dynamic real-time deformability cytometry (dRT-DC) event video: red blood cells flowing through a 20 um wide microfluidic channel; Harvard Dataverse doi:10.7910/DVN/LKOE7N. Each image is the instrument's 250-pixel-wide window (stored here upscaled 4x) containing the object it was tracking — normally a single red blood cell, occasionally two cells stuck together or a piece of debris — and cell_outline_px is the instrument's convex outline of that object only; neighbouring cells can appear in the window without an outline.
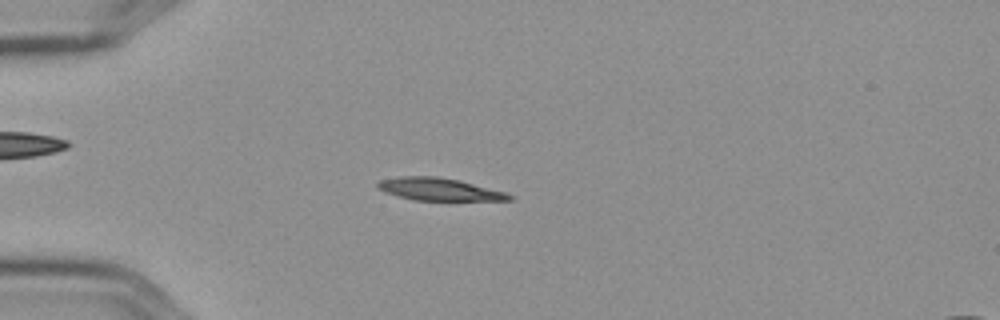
{"species": "Egyptian fruit bat (a non-hibernating species)", "species_latin": "Rousettus aegyptiacus", "temperature_condition": "cold", "stored_images_in_passage": 6, "camera_frame_rate_fps": 3000, "um_per_image_px": 0.085, "frame": {"image": 1, "passage_image": 3, "time_ms": 0.667, "image_size_px": [1000, 320], "cell_outline_px": [[516, 200], [412, 200], [384, 192], [376, 188], [376, 184], [380, 180], [400, 176], [436, 176], [460, 180], [504, 192], [512, 196]], "centroid_in_image_um": [37.28, 16.08], "position_along_channel_um": 47.7, "area_um2": 17.22}}
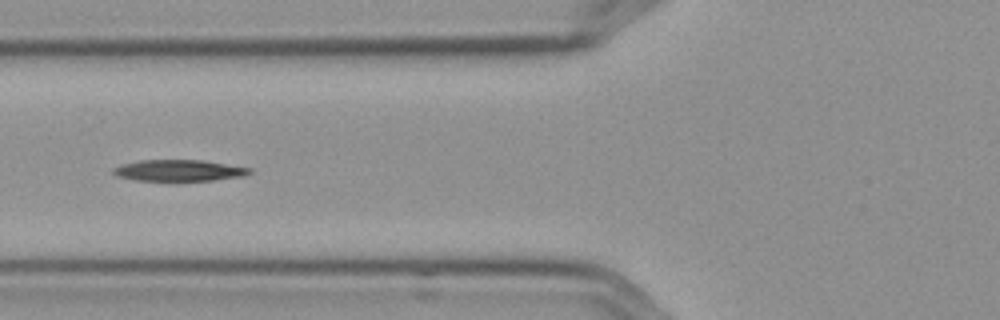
{"frame": {"image": 2, "passage_image": 5, "time_ms": 1.333, "image_size_px": [1000, 320], "cell_outline_px": [[252, 172], [244, 176], [212, 180], [132, 180], [116, 176], [112, 172], [112, 168], [124, 164], [140, 160], [200, 160], [252, 168]], "centroid_in_image_um": [15.19, 14.49], "position_along_channel_um": 110.6, "area_um2": 16.76}}
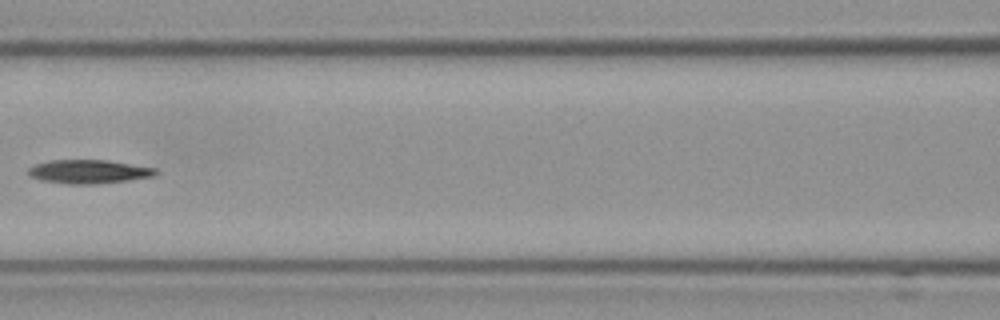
{"frame": {"image": 3, "passage_image": 6, "time_ms": 1.667, "image_size_px": [1000, 320], "cell_outline_px": [[160, 172], [156, 176], [128, 180], [96, 184], [68, 184], [40, 180], [28, 176], [28, 168], [36, 164], [52, 160], [108, 160], [156, 168]], "centroid_in_image_um": [7.57, 14.59], "position_along_channel_um": 159.0, "area_um2": 17.74}}